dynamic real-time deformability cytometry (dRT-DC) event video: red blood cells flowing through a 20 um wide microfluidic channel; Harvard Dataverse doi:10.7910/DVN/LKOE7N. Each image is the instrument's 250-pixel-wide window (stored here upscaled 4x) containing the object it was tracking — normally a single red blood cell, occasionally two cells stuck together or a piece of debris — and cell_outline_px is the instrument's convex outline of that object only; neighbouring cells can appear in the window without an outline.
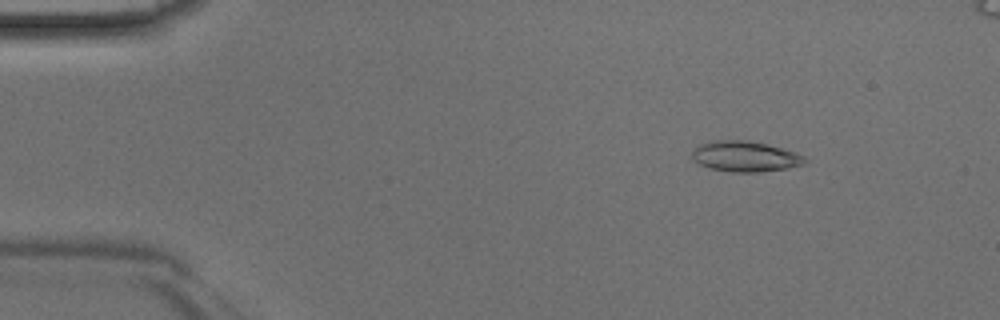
{"species": "Egyptian fruit bat (a non-hibernating species)", "species_latin": "Rousettus aegyptiacus", "temperature_condition": "room temperature", "stored_images_in_passage": 46, "camera_frame_rate_fps": 3000, "um_per_image_px": 0.085, "animal": {"sex": "male"}, "frame": {"image": 1, "passage_image": 6, "time_ms": 1.667, "image_size_px": [1000, 320], "cell_outline_px": [[808, 160], [804, 164], [788, 168], [760, 172], [728, 172], [708, 168], [692, 160], [692, 152], [700, 144], [712, 140], [748, 140], [768, 144], [804, 156]], "centroid_in_image_um": [63.31, 13.3], "position_along_channel_um": 21.7, "area_um2": 20.17}}
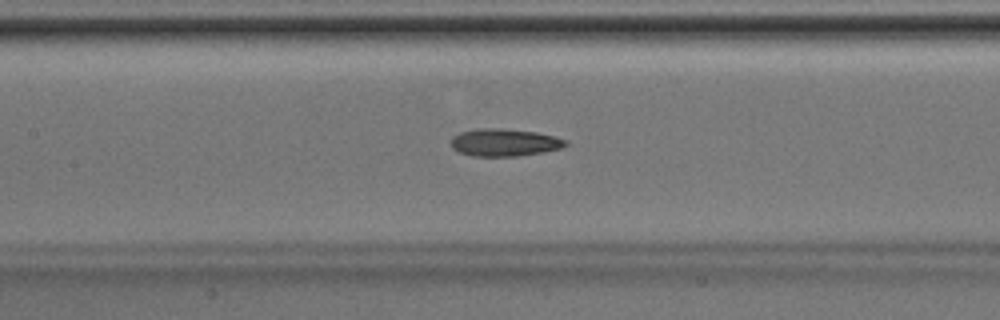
{"frame": {"image": 2, "passage_image": 21, "time_ms": 6.667, "image_size_px": [1000, 320], "cell_outline_px": [[568, 144], [564, 148], [544, 152], [516, 156], [472, 156], [460, 152], [452, 148], [452, 136], [460, 132], [480, 128], [500, 128], [536, 132], [568, 140]], "centroid_in_image_um": [42.9, 12.11], "position_along_channel_um": 164.5, "area_um2": 18.38}}
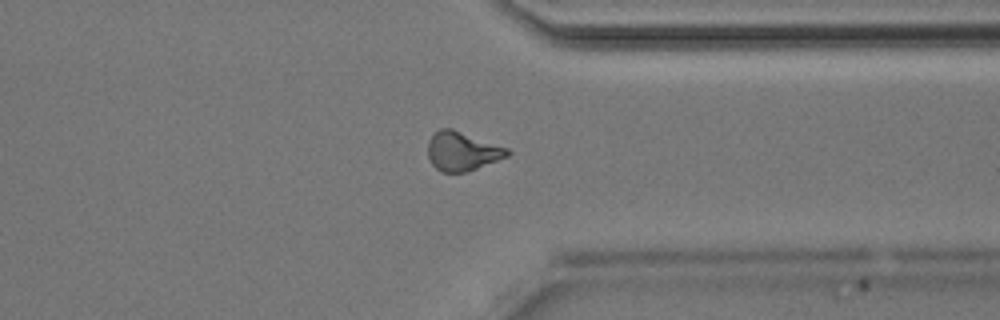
{"frame": {"image": 3, "passage_image": 35, "time_ms": 11.333, "image_size_px": [1000, 320], "cell_outline_px": [[512, 152], [508, 156], [476, 168], [464, 172], [440, 172], [432, 164], [428, 156], [428, 140], [440, 128], [452, 128], [508, 148]], "centroid_in_image_um": [39.28, 12.85], "position_along_channel_um": 372.1, "area_um2": 17.92}}